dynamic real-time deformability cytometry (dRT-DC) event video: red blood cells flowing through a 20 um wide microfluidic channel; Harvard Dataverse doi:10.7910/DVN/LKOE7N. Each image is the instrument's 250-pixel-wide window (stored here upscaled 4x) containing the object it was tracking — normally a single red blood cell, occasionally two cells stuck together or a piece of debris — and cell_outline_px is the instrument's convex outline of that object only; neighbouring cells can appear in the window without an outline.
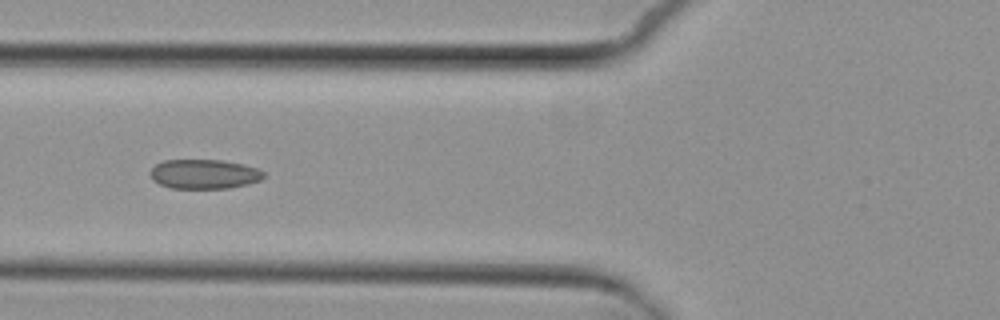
{"species": "common noctule bat (a hibernating species)", "species_latin": "Nyctalus noctula", "temperature_condition": "cold", "stored_images_in_passage": 8, "camera_frame_rate_fps": 3000, "um_per_image_px": 0.085, "animal": {"sex": "female", "body_mass_g": 29.2, "forearm_length_mm": 56.3}, "frame": {"image": 1, "passage_image": 6, "time_ms": 6.0, "image_size_px": [1000, 320], "cell_outline_px": [[264, 176], [260, 180], [248, 184], [228, 188], [172, 188], [160, 184], [152, 180], [152, 168], [156, 164], [164, 160], [220, 160], [244, 164], [256, 168], [264, 172]], "centroid_in_image_um": [17.37, 14.79], "position_along_channel_um": 108.4, "area_um2": 19.31}}
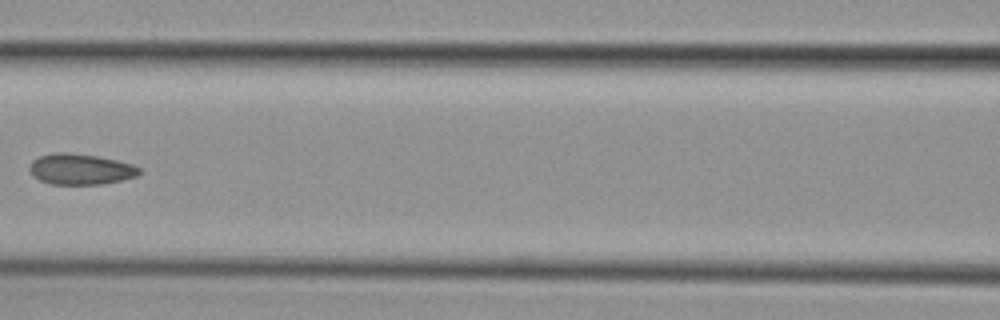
{"frame": {"image": 2, "passage_image": 7, "time_ms": 7.333, "image_size_px": [1000, 320], "cell_outline_px": [[140, 172], [136, 176], [104, 184], [52, 184], [40, 180], [32, 176], [28, 168], [32, 160], [40, 156], [56, 152], [68, 152], [96, 156], [116, 160], [132, 164], [140, 168]], "centroid_in_image_um": [6.81, 14.38], "position_along_channel_um": 159.8, "area_um2": 19.65}}
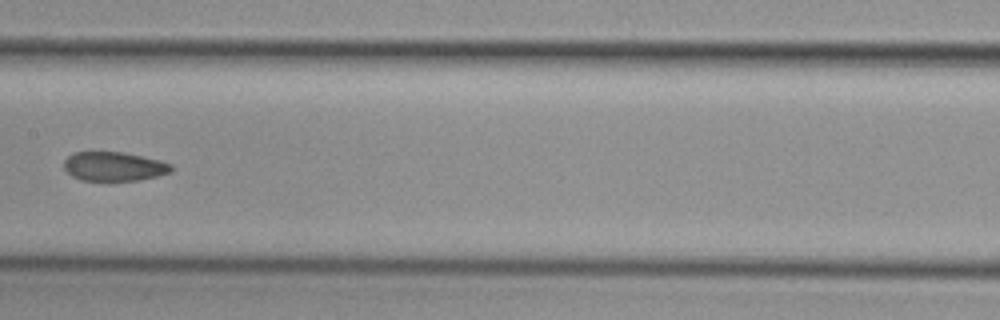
{"frame": {"image": 3, "passage_image": 8, "time_ms": 8.333, "image_size_px": [1000, 320], "cell_outline_px": [[172, 172], [156, 176], [136, 180], [80, 180], [72, 176], [64, 168], [64, 160], [72, 152], [124, 152], [160, 160], [172, 164]], "centroid_in_image_um": [9.68, 14.13], "position_along_channel_um": 197.7, "area_um2": 18.15}}